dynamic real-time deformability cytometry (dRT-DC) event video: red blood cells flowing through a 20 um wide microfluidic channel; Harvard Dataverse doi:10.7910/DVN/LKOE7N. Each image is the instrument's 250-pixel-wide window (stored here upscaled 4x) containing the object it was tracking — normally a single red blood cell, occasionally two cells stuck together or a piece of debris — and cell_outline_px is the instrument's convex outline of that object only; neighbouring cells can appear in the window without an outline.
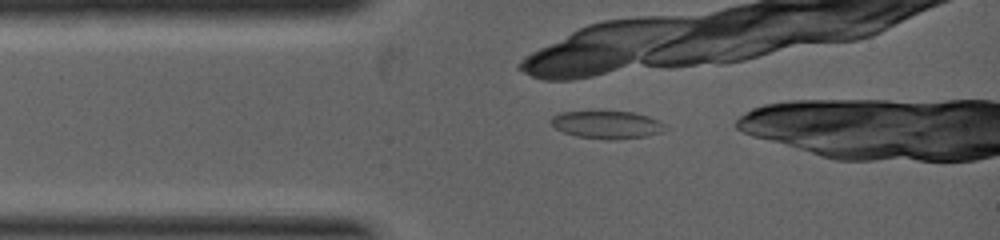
{"species": "common noctule bat (a hibernating species)", "species_latin": "Nyctalus noctula", "temperature_condition": "warm", "stored_images_in_passage": 1, "camera_frame_rate_fps": 5000, "um_per_image_px": 0.085, "animal": {"sex": "female", "body_mass_g": 19.0, "forearm_length_mm": 53.3}, "frame": {"image": 1, "passage_image": 1, "time_ms": 0.0, "image_size_px": [1000, 240], "cell_outline_px": [[664, 124], [660, 132], [644, 136], [576, 136], [564, 132], [556, 128], [552, 124], [552, 116], [560, 112], [632, 112], [648, 116], [660, 120]], "centroid_in_image_um": [51.55, 10.54], "position_along_channel_um": 33.4, "area_um2": 16.99}}